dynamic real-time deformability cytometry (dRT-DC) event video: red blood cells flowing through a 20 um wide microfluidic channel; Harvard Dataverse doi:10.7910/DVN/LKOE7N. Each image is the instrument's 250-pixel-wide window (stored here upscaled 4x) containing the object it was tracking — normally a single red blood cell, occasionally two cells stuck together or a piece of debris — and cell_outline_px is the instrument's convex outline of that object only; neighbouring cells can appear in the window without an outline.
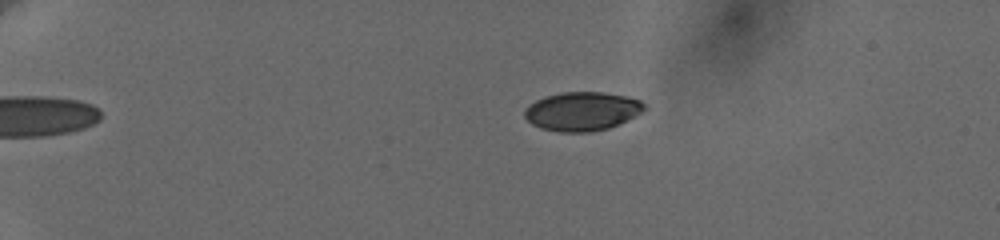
{"species": "human", "species_latin": "Homo sapiens", "temperature_condition": "cold", "stored_images_in_passage": 45, "camera_frame_rate_fps": 3000, "um_per_image_px": 0.085, "donor": {"sex": "female"}, "frame": {"image": 1, "passage_image": 11, "time_ms": 4.333, "image_size_px": [1000, 240], "cell_outline_px": [[648, 108], [636, 116], [608, 128], [592, 132], [560, 132], [540, 128], [532, 124], [524, 116], [524, 112], [536, 100], [548, 96], [564, 92], [600, 92], [624, 96], [640, 100]], "centroid_in_image_um": [49.51, 9.47], "position_along_channel_um": 35.5, "area_um2": 26.82}}
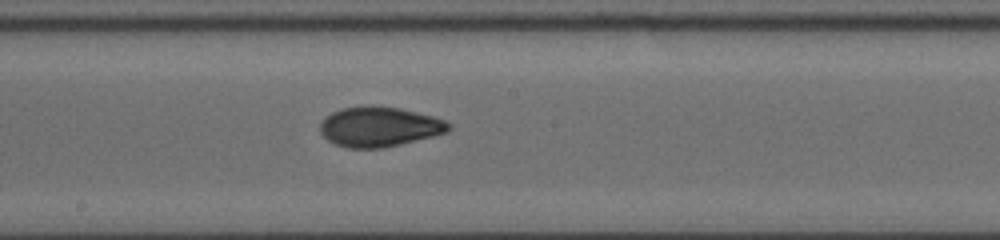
{"frame": {"image": 2, "passage_image": 29, "time_ms": 11.667, "image_size_px": [1000, 240], "cell_outline_px": [[452, 128], [448, 132], [384, 148], [348, 148], [336, 144], [328, 140], [320, 132], [320, 124], [324, 116], [332, 112], [344, 108], [372, 104], [400, 108], [432, 116], [444, 120], [452, 124]], "centroid_in_image_um": [32.24, 10.76], "position_along_channel_um": 216.0, "area_um2": 30.06}}
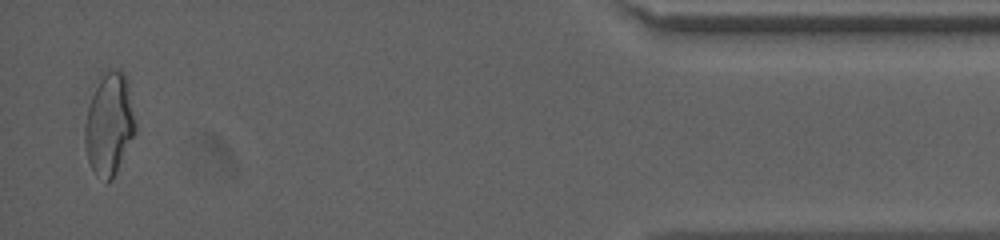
{"frame": {"image": 3, "passage_image": 45, "time_ms": 19.0, "image_size_px": [1000, 240], "cell_outline_px": [[136, 128], [116, 172], [112, 180], [108, 180], [92, 168], [88, 160], [84, 140], [84, 132], [88, 108], [100, 72], [116, 68], [120, 68], [124, 72], [128, 80], [136, 124]], "centroid_in_image_um": [9.29, 10.42], "position_along_channel_um": 425.9, "area_um2": 29.71}, "authors_computed_cell_mechanics": {"area_um2": 28.6688, "velocity_mm_per_s": 3.6659, "shape_relaxation_time_tau1_ms": 11.1126, "shape_relaxation_time_tau2_ms": 1.3543, "deformation_change_tau1": 0.2457, "deformation_change_tau2": 0.0555}}